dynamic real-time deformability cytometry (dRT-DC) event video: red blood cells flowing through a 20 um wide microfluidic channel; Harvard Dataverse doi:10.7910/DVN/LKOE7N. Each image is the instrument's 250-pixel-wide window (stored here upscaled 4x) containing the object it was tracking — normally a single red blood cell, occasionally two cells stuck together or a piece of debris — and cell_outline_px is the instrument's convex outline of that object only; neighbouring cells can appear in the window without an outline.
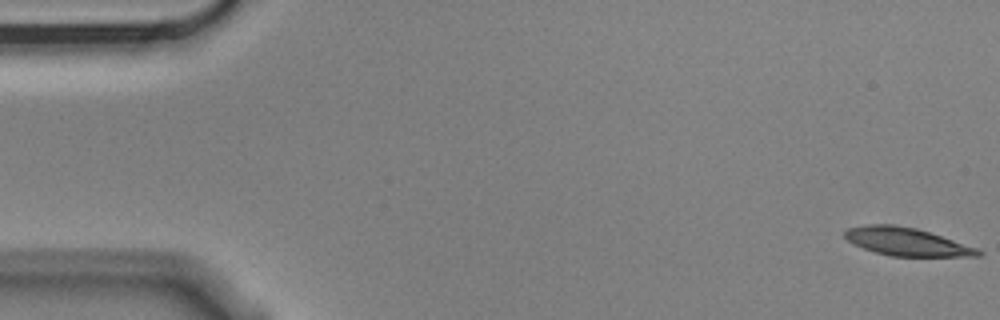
{"species": "Egyptian fruit bat (a non-hibernating species)", "species_latin": "Rousettus aegyptiacus", "temperature_condition": "cold", "stored_images_in_passage": 4, "camera_frame_rate_fps": 3000, "um_per_image_px": 0.085, "animal": {"sex": "male"}, "frame": {"image": 1, "passage_image": 1, "time_ms": 0.0, "image_size_px": [1000, 320], "cell_outline_px": [[984, 252], [980, 256], [892, 256], [876, 252], [864, 248], [848, 240], [844, 236], [844, 232], [848, 228], [868, 224], [892, 224], [916, 228], [976, 248]], "centroid_in_image_um": [77.04, 20.54], "position_along_channel_um": 8.0, "area_um2": 21.27}}